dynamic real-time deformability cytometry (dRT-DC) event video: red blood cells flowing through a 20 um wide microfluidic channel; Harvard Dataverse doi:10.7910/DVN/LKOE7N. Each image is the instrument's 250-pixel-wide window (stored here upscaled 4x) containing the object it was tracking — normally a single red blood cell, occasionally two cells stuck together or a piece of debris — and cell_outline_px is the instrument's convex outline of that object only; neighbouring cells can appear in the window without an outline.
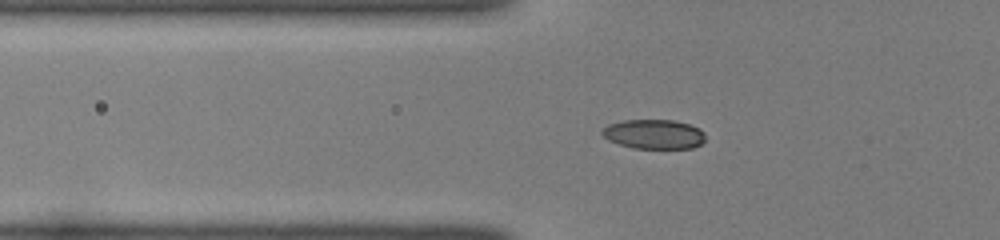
{"species": "common noctule bat (a hibernating species)", "species_latin": "Nyctalus noctula", "temperature_condition": "room temperature", "stored_images_in_passage": 44, "camera_frame_rate_fps": 3000, "um_per_image_px": 0.085, "animal": {"sex": "female", "body_mass_g": 22.0, "forearm_length_mm": 56.7}, "frame": {"image": 1, "passage_image": 12, "time_ms": 3.667, "image_size_px": [1000, 240], "cell_outline_px": [[704, 140], [700, 144], [692, 148], [632, 148], [608, 140], [600, 132], [608, 124], [624, 120], [672, 120], [688, 124], [700, 128], [704, 132]], "centroid_in_image_um": [55.58, 11.4], "position_along_channel_um": 70.2, "area_um2": 17.63}}
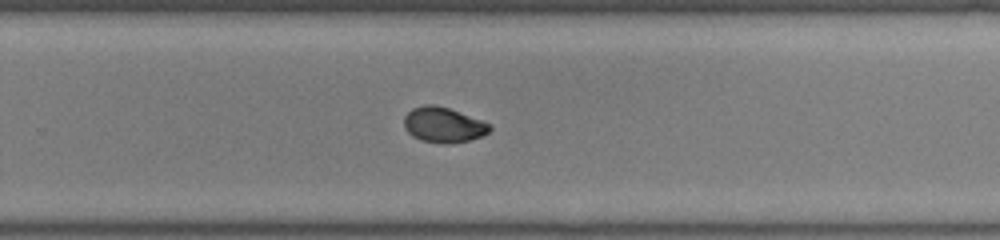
{"frame": {"image": 2, "passage_image": 29, "time_ms": 9.333, "image_size_px": [1000, 240], "cell_outline_px": [[492, 128], [488, 132], [480, 136], [468, 140], [448, 144], [444, 144], [420, 140], [412, 136], [404, 128], [404, 116], [412, 108], [424, 104], [436, 104], [448, 108], [492, 124]], "centroid_in_image_um": [37.66, 10.61], "position_along_channel_um": 292.1, "area_um2": 17.63}}
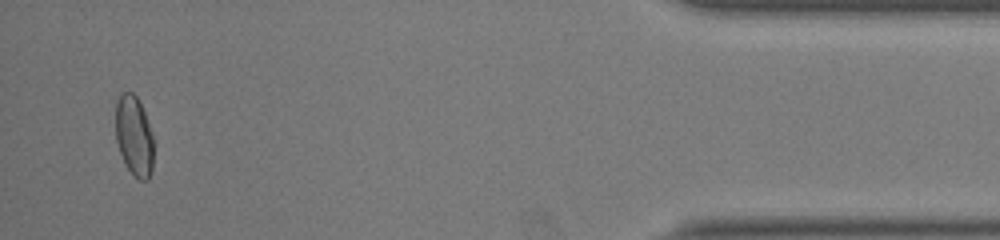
{"frame": {"image": 3, "passage_image": 43, "time_ms": 14.0, "image_size_px": [1000, 240], "cell_outline_px": [[156, 144], [152, 172], [148, 180], [140, 180], [128, 168], [120, 152], [116, 140], [116, 100], [120, 92], [132, 92], [136, 96], [144, 112], [152, 132]], "centroid_in_image_um": [11.44, 11.56], "position_along_channel_um": 423.8, "area_um2": 18.09}, "authors_computed_cell_mechanics": {"area_um2": 17.6579, "velocity_mm_per_s": 4.004, "shape_relaxation_time_tau1_ms": 6.854, "shape_relaxation_time_tau2_ms": 1.3121, "deformation_change_tau1": 0.1671, "deformation_change_tau2": 0.0362}}